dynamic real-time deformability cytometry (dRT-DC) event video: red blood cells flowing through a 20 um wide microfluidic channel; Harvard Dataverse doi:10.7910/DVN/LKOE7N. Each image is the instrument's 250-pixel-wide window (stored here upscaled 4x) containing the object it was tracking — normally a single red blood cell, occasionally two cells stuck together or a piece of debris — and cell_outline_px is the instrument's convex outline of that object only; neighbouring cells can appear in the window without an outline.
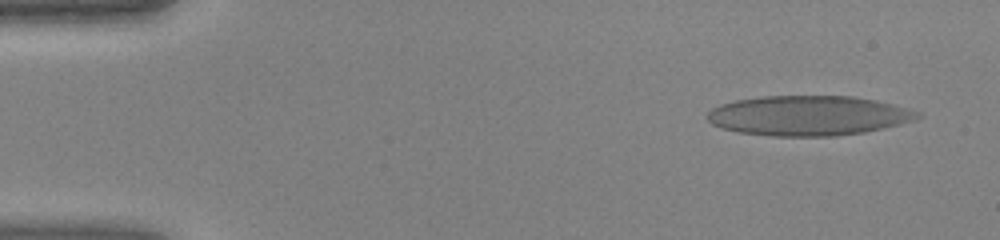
{"species": "human", "species_latin": "Homo sapiens", "temperature_condition": "warm", "stored_images_in_passage": 44, "camera_frame_rate_fps": 3000, "um_per_image_px": 0.085, "donor": {"sex": "female"}, "frame": {"image": 1, "passage_image": 3, "time_ms": 0.667, "image_size_px": [1000, 240], "cell_outline_px": [[920, 116], [916, 120], [864, 132], [836, 136], [768, 136], [740, 132], [720, 128], [712, 124], [708, 120], [708, 112], [712, 108], [720, 104], [736, 100], [760, 96], [852, 96], [876, 100], [892, 104], [920, 112]], "centroid_in_image_um": [68.69, 9.83], "position_along_channel_um": 16.3, "area_um2": 48.84}}
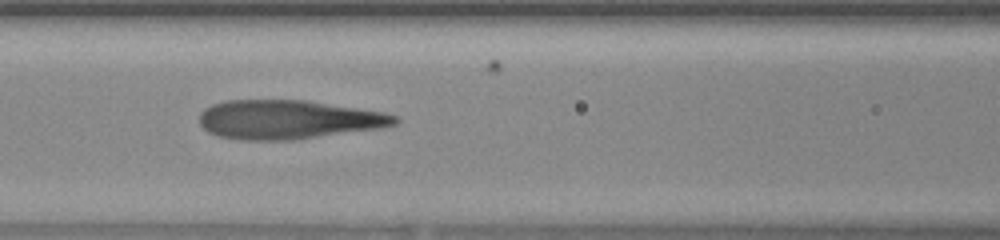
{"frame": {"image": 2, "passage_image": 19, "time_ms": 6.0, "image_size_px": [1000, 240], "cell_outline_px": [[400, 120], [396, 124], [380, 128], [292, 140], [240, 140], [216, 136], [208, 132], [200, 124], [200, 112], [204, 108], [212, 104], [224, 100], [304, 100], [384, 112], [396, 116]], "centroid_in_image_um": [24.45, 10.16], "position_along_channel_um": 142.1, "area_um2": 44.45}}
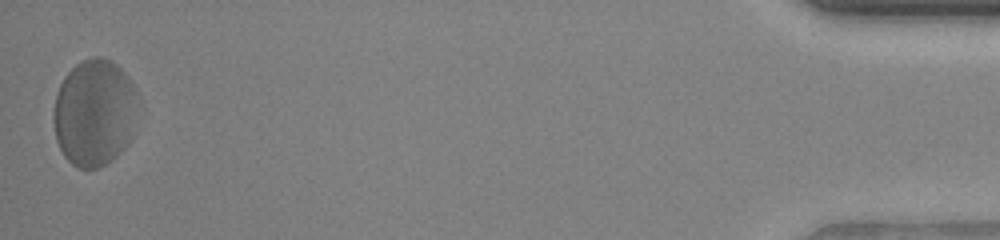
{"frame": {"image": 3, "passage_image": 44, "time_ms": 14.333, "image_size_px": [1000, 240], "cell_outline_px": [[136, 92], [128, 144], [112, 160], [96, 168], [76, 168], [64, 156], [56, 140], [52, 116], [56, 92], [64, 76], [80, 60], [92, 56], [100, 56], [112, 60], [128, 76]], "centroid_in_image_um": [7.95, 9.55], "position_along_channel_um": 427.3, "area_um2": 52.19}}